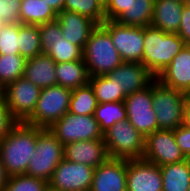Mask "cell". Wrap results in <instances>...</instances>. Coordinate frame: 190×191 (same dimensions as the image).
<instances>
[{
    "label": "cell",
    "instance_id": "cell-27",
    "mask_svg": "<svg viewBox=\"0 0 190 191\" xmlns=\"http://www.w3.org/2000/svg\"><path fill=\"white\" fill-rule=\"evenodd\" d=\"M97 105L94 90L88 83L72 90L68 112L76 115H94Z\"/></svg>",
    "mask_w": 190,
    "mask_h": 191
},
{
    "label": "cell",
    "instance_id": "cell-45",
    "mask_svg": "<svg viewBox=\"0 0 190 191\" xmlns=\"http://www.w3.org/2000/svg\"><path fill=\"white\" fill-rule=\"evenodd\" d=\"M185 5L190 8V0H186Z\"/></svg>",
    "mask_w": 190,
    "mask_h": 191
},
{
    "label": "cell",
    "instance_id": "cell-14",
    "mask_svg": "<svg viewBox=\"0 0 190 191\" xmlns=\"http://www.w3.org/2000/svg\"><path fill=\"white\" fill-rule=\"evenodd\" d=\"M143 158L158 166L187 159L176 143L174 130L158 129L145 137Z\"/></svg>",
    "mask_w": 190,
    "mask_h": 191
},
{
    "label": "cell",
    "instance_id": "cell-21",
    "mask_svg": "<svg viewBox=\"0 0 190 191\" xmlns=\"http://www.w3.org/2000/svg\"><path fill=\"white\" fill-rule=\"evenodd\" d=\"M185 3L179 0H155L150 25L167 33H177Z\"/></svg>",
    "mask_w": 190,
    "mask_h": 191
},
{
    "label": "cell",
    "instance_id": "cell-5",
    "mask_svg": "<svg viewBox=\"0 0 190 191\" xmlns=\"http://www.w3.org/2000/svg\"><path fill=\"white\" fill-rule=\"evenodd\" d=\"M63 150L64 145L48 128L37 127L36 149L25 175L41 178L48 182L56 167L64 159Z\"/></svg>",
    "mask_w": 190,
    "mask_h": 191
},
{
    "label": "cell",
    "instance_id": "cell-24",
    "mask_svg": "<svg viewBox=\"0 0 190 191\" xmlns=\"http://www.w3.org/2000/svg\"><path fill=\"white\" fill-rule=\"evenodd\" d=\"M162 191H188L190 185V159L160 166Z\"/></svg>",
    "mask_w": 190,
    "mask_h": 191
},
{
    "label": "cell",
    "instance_id": "cell-41",
    "mask_svg": "<svg viewBox=\"0 0 190 191\" xmlns=\"http://www.w3.org/2000/svg\"><path fill=\"white\" fill-rule=\"evenodd\" d=\"M182 125L190 128V99H187L184 104V114H183Z\"/></svg>",
    "mask_w": 190,
    "mask_h": 191
},
{
    "label": "cell",
    "instance_id": "cell-19",
    "mask_svg": "<svg viewBox=\"0 0 190 191\" xmlns=\"http://www.w3.org/2000/svg\"><path fill=\"white\" fill-rule=\"evenodd\" d=\"M156 79L167 87L187 93L190 90V45H186Z\"/></svg>",
    "mask_w": 190,
    "mask_h": 191
},
{
    "label": "cell",
    "instance_id": "cell-11",
    "mask_svg": "<svg viewBox=\"0 0 190 191\" xmlns=\"http://www.w3.org/2000/svg\"><path fill=\"white\" fill-rule=\"evenodd\" d=\"M41 88L20 77L5 87V104L17 122H24L34 111Z\"/></svg>",
    "mask_w": 190,
    "mask_h": 191
},
{
    "label": "cell",
    "instance_id": "cell-4",
    "mask_svg": "<svg viewBox=\"0 0 190 191\" xmlns=\"http://www.w3.org/2000/svg\"><path fill=\"white\" fill-rule=\"evenodd\" d=\"M106 151L112 159H139L145 151V136L126 119L112 125L103 133Z\"/></svg>",
    "mask_w": 190,
    "mask_h": 191
},
{
    "label": "cell",
    "instance_id": "cell-23",
    "mask_svg": "<svg viewBox=\"0 0 190 191\" xmlns=\"http://www.w3.org/2000/svg\"><path fill=\"white\" fill-rule=\"evenodd\" d=\"M57 85L74 90L89 83V74L84 60L56 63Z\"/></svg>",
    "mask_w": 190,
    "mask_h": 191
},
{
    "label": "cell",
    "instance_id": "cell-47",
    "mask_svg": "<svg viewBox=\"0 0 190 191\" xmlns=\"http://www.w3.org/2000/svg\"><path fill=\"white\" fill-rule=\"evenodd\" d=\"M187 99H190V90L186 93Z\"/></svg>",
    "mask_w": 190,
    "mask_h": 191
},
{
    "label": "cell",
    "instance_id": "cell-8",
    "mask_svg": "<svg viewBox=\"0 0 190 191\" xmlns=\"http://www.w3.org/2000/svg\"><path fill=\"white\" fill-rule=\"evenodd\" d=\"M48 129L63 145L80 140L103 139V132L94 115L67 112Z\"/></svg>",
    "mask_w": 190,
    "mask_h": 191
},
{
    "label": "cell",
    "instance_id": "cell-3",
    "mask_svg": "<svg viewBox=\"0 0 190 191\" xmlns=\"http://www.w3.org/2000/svg\"><path fill=\"white\" fill-rule=\"evenodd\" d=\"M83 60L90 77L107 75L123 63L109 32L102 25L92 30L83 50Z\"/></svg>",
    "mask_w": 190,
    "mask_h": 191
},
{
    "label": "cell",
    "instance_id": "cell-42",
    "mask_svg": "<svg viewBox=\"0 0 190 191\" xmlns=\"http://www.w3.org/2000/svg\"><path fill=\"white\" fill-rule=\"evenodd\" d=\"M8 176L6 174L3 163L0 159V191H4V187L7 183Z\"/></svg>",
    "mask_w": 190,
    "mask_h": 191
},
{
    "label": "cell",
    "instance_id": "cell-20",
    "mask_svg": "<svg viewBox=\"0 0 190 191\" xmlns=\"http://www.w3.org/2000/svg\"><path fill=\"white\" fill-rule=\"evenodd\" d=\"M56 20L61 26L64 39L79 46L82 50H84L92 30L97 26L90 18L67 10L57 14Z\"/></svg>",
    "mask_w": 190,
    "mask_h": 191
},
{
    "label": "cell",
    "instance_id": "cell-43",
    "mask_svg": "<svg viewBox=\"0 0 190 191\" xmlns=\"http://www.w3.org/2000/svg\"><path fill=\"white\" fill-rule=\"evenodd\" d=\"M5 103V87L0 83V104Z\"/></svg>",
    "mask_w": 190,
    "mask_h": 191
},
{
    "label": "cell",
    "instance_id": "cell-17",
    "mask_svg": "<svg viewBox=\"0 0 190 191\" xmlns=\"http://www.w3.org/2000/svg\"><path fill=\"white\" fill-rule=\"evenodd\" d=\"M90 191H127V160L108 158L96 167Z\"/></svg>",
    "mask_w": 190,
    "mask_h": 191
},
{
    "label": "cell",
    "instance_id": "cell-7",
    "mask_svg": "<svg viewBox=\"0 0 190 191\" xmlns=\"http://www.w3.org/2000/svg\"><path fill=\"white\" fill-rule=\"evenodd\" d=\"M72 90L53 85L42 88L33 113L24 123L41 128L50 127L69 111Z\"/></svg>",
    "mask_w": 190,
    "mask_h": 191
},
{
    "label": "cell",
    "instance_id": "cell-32",
    "mask_svg": "<svg viewBox=\"0 0 190 191\" xmlns=\"http://www.w3.org/2000/svg\"><path fill=\"white\" fill-rule=\"evenodd\" d=\"M63 10L88 17L97 25L105 21L104 5L99 0H65Z\"/></svg>",
    "mask_w": 190,
    "mask_h": 191
},
{
    "label": "cell",
    "instance_id": "cell-31",
    "mask_svg": "<svg viewBox=\"0 0 190 191\" xmlns=\"http://www.w3.org/2000/svg\"><path fill=\"white\" fill-rule=\"evenodd\" d=\"M26 59L20 54L0 55V83L6 87L24 76Z\"/></svg>",
    "mask_w": 190,
    "mask_h": 191
},
{
    "label": "cell",
    "instance_id": "cell-15",
    "mask_svg": "<svg viewBox=\"0 0 190 191\" xmlns=\"http://www.w3.org/2000/svg\"><path fill=\"white\" fill-rule=\"evenodd\" d=\"M107 76L126 97L148 87L156 77L141 63L123 62Z\"/></svg>",
    "mask_w": 190,
    "mask_h": 191
},
{
    "label": "cell",
    "instance_id": "cell-18",
    "mask_svg": "<svg viewBox=\"0 0 190 191\" xmlns=\"http://www.w3.org/2000/svg\"><path fill=\"white\" fill-rule=\"evenodd\" d=\"M63 152L64 159L93 168L103 164L109 158L103 139L71 142L64 145Z\"/></svg>",
    "mask_w": 190,
    "mask_h": 191
},
{
    "label": "cell",
    "instance_id": "cell-35",
    "mask_svg": "<svg viewBox=\"0 0 190 191\" xmlns=\"http://www.w3.org/2000/svg\"><path fill=\"white\" fill-rule=\"evenodd\" d=\"M21 0H0V21L3 24L20 23Z\"/></svg>",
    "mask_w": 190,
    "mask_h": 191
},
{
    "label": "cell",
    "instance_id": "cell-9",
    "mask_svg": "<svg viewBox=\"0 0 190 191\" xmlns=\"http://www.w3.org/2000/svg\"><path fill=\"white\" fill-rule=\"evenodd\" d=\"M101 25L109 32L111 40L123 62L142 64L144 27L127 26L115 20H105Z\"/></svg>",
    "mask_w": 190,
    "mask_h": 191
},
{
    "label": "cell",
    "instance_id": "cell-39",
    "mask_svg": "<svg viewBox=\"0 0 190 191\" xmlns=\"http://www.w3.org/2000/svg\"><path fill=\"white\" fill-rule=\"evenodd\" d=\"M179 37L186 45H190V8L184 5L179 30Z\"/></svg>",
    "mask_w": 190,
    "mask_h": 191
},
{
    "label": "cell",
    "instance_id": "cell-29",
    "mask_svg": "<svg viewBox=\"0 0 190 191\" xmlns=\"http://www.w3.org/2000/svg\"><path fill=\"white\" fill-rule=\"evenodd\" d=\"M94 117L99 123L100 130L106 132L115 123L127 119L124 101L98 103Z\"/></svg>",
    "mask_w": 190,
    "mask_h": 191
},
{
    "label": "cell",
    "instance_id": "cell-40",
    "mask_svg": "<svg viewBox=\"0 0 190 191\" xmlns=\"http://www.w3.org/2000/svg\"><path fill=\"white\" fill-rule=\"evenodd\" d=\"M42 1H44L46 5H48L57 14L63 11L65 0H42Z\"/></svg>",
    "mask_w": 190,
    "mask_h": 191
},
{
    "label": "cell",
    "instance_id": "cell-33",
    "mask_svg": "<svg viewBox=\"0 0 190 191\" xmlns=\"http://www.w3.org/2000/svg\"><path fill=\"white\" fill-rule=\"evenodd\" d=\"M47 187L46 180L23 174L8 177L4 191H45Z\"/></svg>",
    "mask_w": 190,
    "mask_h": 191
},
{
    "label": "cell",
    "instance_id": "cell-26",
    "mask_svg": "<svg viewBox=\"0 0 190 191\" xmlns=\"http://www.w3.org/2000/svg\"><path fill=\"white\" fill-rule=\"evenodd\" d=\"M19 17L23 25H40L55 21L57 13L42 0H21Z\"/></svg>",
    "mask_w": 190,
    "mask_h": 191
},
{
    "label": "cell",
    "instance_id": "cell-2",
    "mask_svg": "<svg viewBox=\"0 0 190 191\" xmlns=\"http://www.w3.org/2000/svg\"><path fill=\"white\" fill-rule=\"evenodd\" d=\"M185 47L186 44L177 33L145 26L142 64L157 77Z\"/></svg>",
    "mask_w": 190,
    "mask_h": 191
},
{
    "label": "cell",
    "instance_id": "cell-34",
    "mask_svg": "<svg viewBox=\"0 0 190 191\" xmlns=\"http://www.w3.org/2000/svg\"><path fill=\"white\" fill-rule=\"evenodd\" d=\"M19 23L0 26V55L19 54Z\"/></svg>",
    "mask_w": 190,
    "mask_h": 191
},
{
    "label": "cell",
    "instance_id": "cell-38",
    "mask_svg": "<svg viewBox=\"0 0 190 191\" xmlns=\"http://www.w3.org/2000/svg\"><path fill=\"white\" fill-rule=\"evenodd\" d=\"M17 123L11 116L5 103L0 104V141L7 135L10 129Z\"/></svg>",
    "mask_w": 190,
    "mask_h": 191
},
{
    "label": "cell",
    "instance_id": "cell-16",
    "mask_svg": "<svg viewBox=\"0 0 190 191\" xmlns=\"http://www.w3.org/2000/svg\"><path fill=\"white\" fill-rule=\"evenodd\" d=\"M160 166L144 158L127 160V191H162Z\"/></svg>",
    "mask_w": 190,
    "mask_h": 191
},
{
    "label": "cell",
    "instance_id": "cell-46",
    "mask_svg": "<svg viewBox=\"0 0 190 191\" xmlns=\"http://www.w3.org/2000/svg\"><path fill=\"white\" fill-rule=\"evenodd\" d=\"M45 191H57L55 189L50 188L49 186L45 189Z\"/></svg>",
    "mask_w": 190,
    "mask_h": 191
},
{
    "label": "cell",
    "instance_id": "cell-12",
    "mask_svg": "<svg viewBox=\"0 0 190 191\" xmlns=\"http://www.w3.org/2000/svg\"><path fill=\"white\" fill-rule=\"evenodd\" d=\"M43 54L50 56L56 63L83 59V50L64 39L57 20L38 25Z\"/></svg>",
    "mask_w": 190,
    "mask_h": 191
},
{
    "label": "cell",
    "instance_id": "cell-25",
    "mask_svg": "<svg viewBox=\"0 0 190 191\" xmlns=\"http://www.w3.org/2000/svg\"><path fill=\"white\" fill-rule=\"evenodd\" d=\"M155 0H130L127 9L115 20L127 26H150Z\"/></svg>",
    "mask_w": 190,
    "mask_h": 191
},
{
    "label": "cell",
    "instance_id": "cell-30",
    "mask_svg": "<svg viewBox=\"0 0 190 191\" xmlns=\"http://www.w3.org/2000/svg\"><path fill=\"white\" fill-rule=\"evenodd\" d=\"M89 83L94 90L98 103L124 101L126 98L107 75L92 76L89 78Z\"/></svg>",
    "mask_w": 190,
    "mask_h": 191
},
{
    "label": "cell",
    "instance_id": "cell-22",
    "mask_svg": "<svg viewBox=\"0 0 190 191\" xmlns=\"http://www.w3.org/2000/svg\"><path fill=\"white\" fill-rule=\"evenodd\" d=\"M56 62L47 54L26 59L24 76L27 80L42 88L57 85Z\"/></svg>",
    "mask_w": 190,
    "mask_h": 191
},
{
    "label": "cell",
    "instance_id": "cell-36",
    "mask_svg": "<svg viewBox=\"0 0 190 191\" xmlns=\"http://www.w3.org/2000/svg\"><path fill=\"white\" fill-rule=\"evenodd\" d=\"M130 0H108L104 6L105 20H116L128 7Z\"/></svg>",
    "mask_w": 190,
    "mask_h": 191
},
{
    "label": "cell",
    "instance_id": "cell-13",
    "mask_svg": "<svg viewBox=\"0 0 190 191\" xmlns=\"http://www.w3.org/2000/svg\"><path fill=\"white\" fill-rule=\"evenodd\" d=\"M94 169L63 159L54 170L48 186L57 191H90Z\"/></svg>",
    "mask_w": 190,
    "mask_h": 191
},
{
    "label": "cell",
    "instance_id": "cell-6",
    "mask_svg": "<svg viewBox=\"0 0 190 191\" xmlns=\"http://www.w3.org/2000/svg\"><path fill=\"white\" fill-rule=\"evenodd\" d=\"M186 93L153 81L152 106L156 113L158 129L175 130L183 123Z\"/></svg>",
    "mask_w": 190,
    "mask_h": 191
},
{
    "label": "cell",
    "instance_id": "cell-37",
    "mask_svg": "<svg viewBox=\"0 0 190 191\" xmlns=\"http://www.w3.org/2000/svg\"><path fill=\"white\" fill-rule=\"evenodd\" d=\"M174 136L184 156L190 159V128L181 125L174 130Z\"/></svg>",
    "mask_w": 190,
    "mask_h": 191
},
{
    "label": "cell",
    "instance_id": "cell-1",
    "mask_svg": "<svg viewBox=\"0 0 190 191\" xmlns=\"http://www.w3.org/2000/svg\"><path fill=\"white\" fill-rule=\"evenodd\" d=\"M37 126L17 122L0 141V159L8 177L26 174L36 149Z\"/></svg>",
    "mask_w": 190,
    "mask_h": 191
},
{
    "label": "cell",
    "instance_id": "cell-44",
    "mask_svg": "<svg viewBox=\"0 0 190 191\" xmlns=\"http://www.w3.org/2000/svg\"><path fill=\"white\" fill-rule=\"evenodd\" d=\"M101 2V4H103L104 6L106 5V3L108 2V0H99Z\"/></svg>",
    "mask_w": 190,
    "mask_h": 191
},
{
    "label": "cell",
    "instance_id": "cell-28",
    "mask_svg": "<svg viewBox=\"0 0 190 191\" xmlns=\"http://www.w3.org/2000/svg\"><path fill=\"white\" fill-rule=\"evenodd\" d=\"M19 54L25 59L34 58L43 53L38 25L19 23Z\"/></svg>",
    "mask_w": 190,
    "mask_h": 191
},
{
    "label": "cell",
    "instance_id": "cell-10",
    "mask_svg": "<svg viewBox=\"0 0 190 191\" xmlns=\"http://www.w3.org/2000/svg\"><path fill=\"white\" fill-rule=\"evenodd\" d=\"M152 97L153 82L145 89L126 96L124 100L127 120L145 137L158 130Z\"/></svg>",
    "mask_w": 190,
    "mask_h": 191
}]
</instances>
